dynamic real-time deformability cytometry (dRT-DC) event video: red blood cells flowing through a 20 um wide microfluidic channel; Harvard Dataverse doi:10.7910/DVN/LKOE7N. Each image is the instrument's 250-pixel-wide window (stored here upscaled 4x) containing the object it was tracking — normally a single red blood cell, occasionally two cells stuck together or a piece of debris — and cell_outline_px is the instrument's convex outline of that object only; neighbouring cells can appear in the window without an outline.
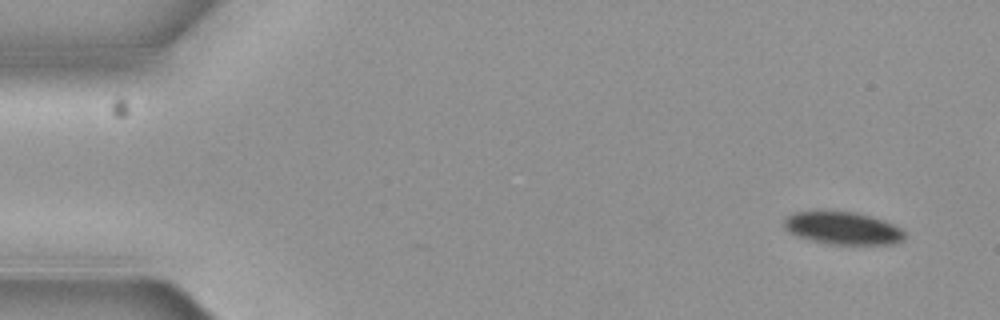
{"species": "common noctule bat (a hibernating species)", "species_latin": "Nyctalus noctula", "temperature_condition": "cold", "stored_images_in_passage": 5, "camera_frame_rate_fps": 3000, "um_per_image_px": 0.085, "animal": {"sex": "female", "body_mass_g": 19.3, "forearm_length_mm": 54.1}, "frame": {"image": 1, "passage_image": 1, "time_ms": 0.0, "image_size_px": [1000, 320], "cell_outline_px": [[904, 236], [900, 240], [888, 244], [828, 244], [808, 240], [796, 236], [788, 232], [784, 228], [784, 220], [792, 212], [816, 208], [856, 212], [872, 216], [884, 220], [900, 228], [904, 232]], "centroid_in_image_um": [71.51, 19.34], "position_along_channel_um": 13.5, "area_um2": 23.64}}